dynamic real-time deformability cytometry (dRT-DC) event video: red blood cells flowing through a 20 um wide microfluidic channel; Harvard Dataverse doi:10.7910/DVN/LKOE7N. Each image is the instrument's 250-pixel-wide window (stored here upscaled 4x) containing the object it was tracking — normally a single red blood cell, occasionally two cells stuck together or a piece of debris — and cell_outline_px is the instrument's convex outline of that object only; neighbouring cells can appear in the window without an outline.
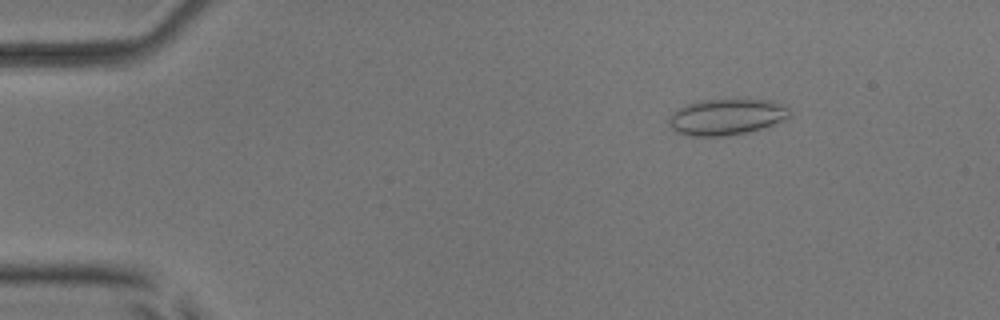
{"species": "common noctule bat (a hibernating species)", "species_latin": "Nyctalus noctula", "temperature_condition": "room temperature", "stored_images_in_passage": 43, "camera_frame_rate_fps": 3000, "um_per_image_px": 0.085, "animal": {"sex": "male", "body_mass_g": 17.9, "forearm_length_mm": 54.2}, "frame": {"image": 1, "passage_image": 8, "time_ms": 2.333, "image_size_px": [1000, 320], "cell_outline_px": [[792, 112], [784, 120], [748, 132], [724, 136], [692, 136], [676, 132], [668, 124], [668, 120], [672, 112], [676, 108], [684, 104], [700, 100], [772, 100], [788, 108]], "centroid_in_image_um": [61.69, 9.93], "position_along_channel_um": 23.3, "area_um2": 25.37}}
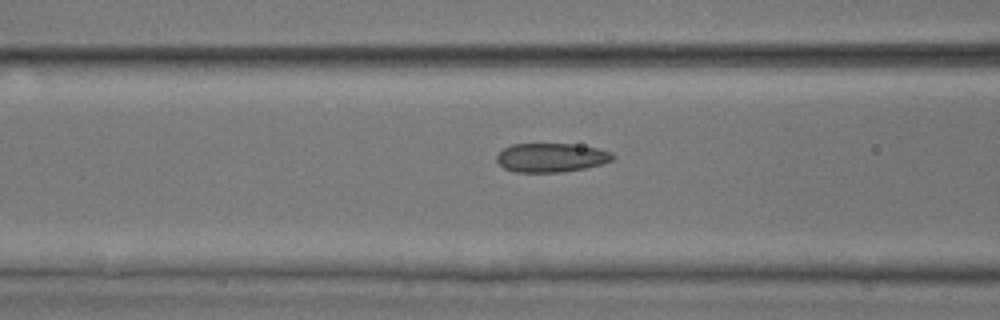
{"frame": {"image": 2, "passage_image": 22, "time_ms": 7.0, "image_size_px": [1000, 320], "cell_outline_px": [[616, 156], [612, 160], [604, 164], [564, 172], [516, 172], [504, 168], [496, 160], [496, 156], [504, 148], [512, 144], [572, 144], [596, 148], [612, 152]], "centroid_in_image_um": [46.87, 13.4], "position_along_channel_um": 119.7, "area_um2": 19.59}}
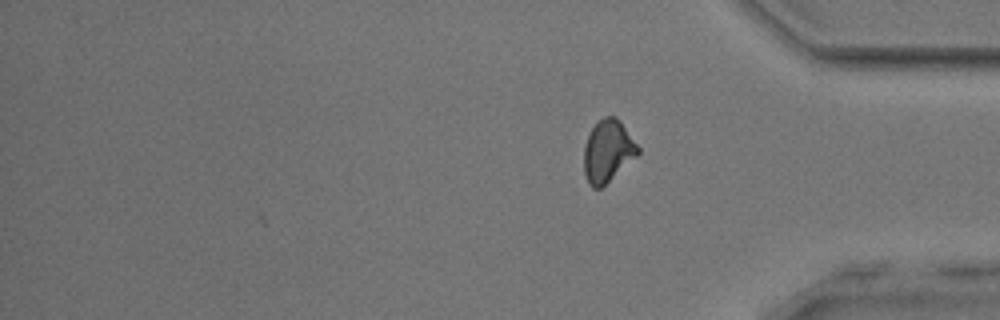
{"frame": {"image": 3, "passage_image": 43, "time_ms": 14.0, "image_size_px": [1000, 320], "cell_outline_px": [[640, 152], [636, 156], [600, 188], [592, 188], [588, 184], [584, 176], [584, 144], [592, 128], [604, 116], [616, 116], [620, 120], [640, 148]], "centroid_in_image_um": [51.65, 12.83], "position_along_channel_um": 383.6, "area_um2": 19.36}, "authors_computed_cell_mechanics": {"area_um2": 20.23, "velocity_mm_per_s": 3.9117, "shape_relaxation_time_tau1_ms": 9.8006, "shape_relaxation_time_tau2_ms": 1.8391, "deformation_change_tau1": 0.1674, "deformation_change_tau2": 0.0792}}